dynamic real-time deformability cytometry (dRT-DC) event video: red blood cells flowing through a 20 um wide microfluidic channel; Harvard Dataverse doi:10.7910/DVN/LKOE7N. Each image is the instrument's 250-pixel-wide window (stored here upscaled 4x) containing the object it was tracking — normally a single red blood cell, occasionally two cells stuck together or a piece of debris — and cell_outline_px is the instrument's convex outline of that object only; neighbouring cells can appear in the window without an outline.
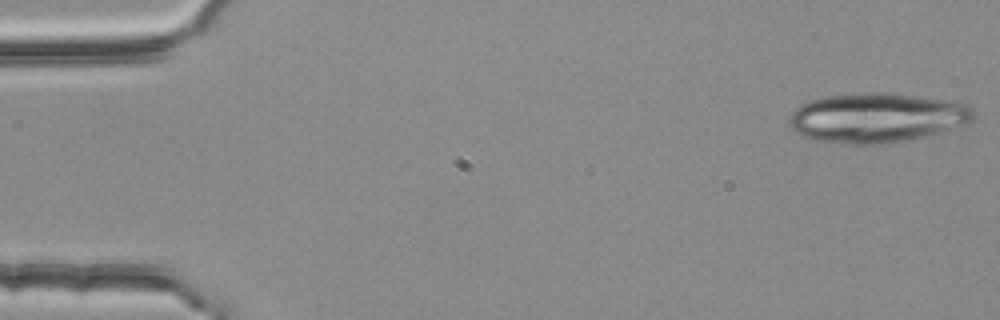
{"species": "common noctule bat (a hibernating species)", "species_latin": "Nyctalus noctula", "temperature_condition": "room temperature", "stored_images_in_passage": 4, "camera_frame_rate_fps": 3000, "um_per_image_px": 0.085, "animal": {"sex": "female", "body_mass_g": 25.1}, "frame": {"image": 1, "passage_image": 1, "time_ms": 0.0, "image_size_px": [1000, 320], "cell_outline_px": [[972, 120], [964, 124], [928, 136], [888, 144], [852, 144], [812, 140], [800, 136], [788, 124], [788, 120], [792, 112], [800, 104], [824, 96], [860, 92], [888, 92], [952, 100], [968, 104], [972, 108]], "centroid_in_image_um": [74.5, 10.0], "position_along_channel_um": 10.5, "area_um2": 53.81}}